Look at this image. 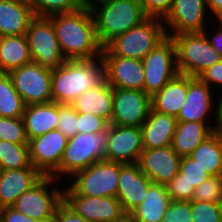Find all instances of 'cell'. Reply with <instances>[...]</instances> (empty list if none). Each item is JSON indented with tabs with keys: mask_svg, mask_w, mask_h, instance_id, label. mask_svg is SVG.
<instances>
[{
	"mask_svg": "<svg viewBox=\"0 0 222 222\" xmlns=\"http://www.w3.org/2000/svg\"><path fill=\"white\" fill-rule=\"evenodd\" d=\"M148 17L163 19L170 11L174 0H139Z\"/></svg>",
	"mask_w": 222,
	"mask_h": 222,
	"instance_id": "b9f144b4",
	"label": "cell"
},
{
	"mask_svg": "<svg viewBox=\"0 0 222 222\" xmlns=\"http://www.w3.org/2000/svg\"><path fill=\"white\" fill-rule=\"evenodd\" d=\"M8 74L26 106L53 102L52 70L31 62L12 70Z\"/></svg>",
	"mask_w": 222,
	"mask_h": 222,
	"instance_id": "7c38bea8",
	"label": "cell"
},
{
	"mask_svg": "<svg viewBox=\"0 0 222 222\" xmlns=\"http://www.w3.org/2000/svg\"><path fill=\"white\" fill-rule=\"evenodd\" d=\"M52 222H90L78 215L71 207L62 201L54 214Z\"/></svg>",
	"mask_w": 222,
	"mask_h": 222,
	"instance_id": "ee69618b",
	"label": "cell"
},
{
	"mask_svg": "<svg viewBox=\"0 0 222 222\" xmlns=\"http://www.w3.org/2000/svg\"><path fill=\"white\" fill-rule=\"evenodd\" d=\"M90 9L98 40L103 47L116 36L148 18L139 0H104L94 4Z\"/></svg>",
	"mask_w": 222,
	"mask_h": 222,
	"instance_id": "3957f363",
	"label": "cell"
},
{
	"mask_svg": "<svg viewBox=\"0 0 222 222\" xmlns=\"http://www.w3.org/2000/svg\"><path fill=\"white\" fill-rule=\"evenodd\" d=\"M167 193L171 201L191 202L194 196V187L187 184L183 178L177 174L167 185Z\"/></svg>",
	"mask_w": 222,
	"mask_h": 222,
	"instance_id": "60d3db41",
	"label": "cell"
},
{
	"mask_svg": "<svg viewBox=\"0 0 222 222\" xmlns=\"http://www.w3.org/2000/svg\"><path fill=\"white\" fill-rule=\"evenodd\" d=\"M151 108V96L145 91L113 88V113L110 124L141 127Z\"/></svg>",
	"mask_w": 222,
	"mask_h": 222,
	"instance_id": "9a60e30c",
	"label": "cell"
},
{
	"mask_svg": "<svg viewBox=\"0 0 222 222\" xmlns=\"http://www.w3.org/2000/svg\"><path fill=\"white\" fill-rule=\"evenodd\" d=\"M216 21H219L217 25L218 29L213 32L214 35L210 32H207V28L203 31L206 38L208 39L209 43L213 46V48L222 56V19H216ZM209 33L211 37L209 36Z\"/></svg>",
	"mask_w": 222,
	"mask_h": 222,
	"instance_id": "bcb514c9",
	"label": "cell"
},
{
	"mask_svg": "<svg viewBox=\"0 0 222 222\" xmlns=\"http://www.w3.org/2000/svg\"><path fill=\"white\" fill-rule=\"evenodd\" d=\"M166 37L163 20L148 17L141 24L109 41L103 47L102 56H119L142 60Z\"/></svg>",
	"mask_w": 222,
	"mask_h": 222,
	"instance_id": "277c9868",
	"label": "cell"
},
{
	"mask_svg": "<svg viewBox=\"0 0 222 222\" xmlns=\"http://www.w3.org/2000/svg\"><path fill=\"white\" fill-rule=\"evenodd\" d=\"M178 174L187 184L194 188L211 177L191 156L181 157Z\"/></svg>",
	"mask_w": 222,
	"mask_h": 222,
	"instance_id": "e575fe53",
	"label": "cell"
},
{
	"mask_svg": "<svg viewBox=\"0 0 222 222\" xmlns=\"http://www.w3.org/2000/svg\"><path fill=\"white\" fill-rule=\"evenodd\" d=\"M170 203L166 186L152 183L145 199L130 213L135 222H161Z\"/></svg>",
	"mask_w": 222,
	"mask_h": 222,
	"instance_id": "4316f807",
	"label": "cell"
},
{
	"mask_svg": "<svg viewBox=\"0 0 222 222\" xmlns=\"http://www.w3.org/2000/svg\"><path fill=\"white\" fill-rule=\"evenodd\" d=\"M174 42L178 73L198 77L205 69L222 60L205 34L184 33L168 35Z\"/></svg>",
	"mask_w": 222,
	"mask_h": 222,
	"instance_id": "5b68a950",
	"label": "cell"
},
{
	"mask_svg": "<svg viewBox=\"0 0 222 222\" xmlns=\"http://www.w3.org/2000/svg\"><path fill=\"white\" fill-rule=\"evenodd\" d=\"M206 6L214 19H222V0H206Z\"/></svg>",
	"mask_w": 222,
	"mask_h": 222,
	"instance_id": "7dc6e473",
	"label": "cell"
},
{
	"mask_svg": "<svg viewBox=\"0 0 222 222\" xmlns=\"http://www.w3.org/2000/svg\"><path fill=\"white\" fill-rule=\"evenodd\" d=\"M34 17L26 0H0V37L25 35Z\"/></svg>",
	"mask_w": 222,
	"mask_h": 222,
	"instance_id": "603a6c76",
	"label": "cell"
},
{
	"mask_svg": "<svg viewBox=\"0 0 222 222\" xmlns=\"http://www.w3.org/2000/svg\"><path fill=\"white\" fill-rule=\"evenodd\" d=\"M144 91L153 96L169 80L178 74L175 45L167 36L152 49L143 59Z\"/></svg>",
	"mask_w": 222,
	"mask_h": 222,
	"instance_id": "8fae6325",
	"label": "cell"
},
{
	"mask_svg": "<svg viewBox=\"0 0 222 222\" xmlns=\"http://www.w3.org/2000/svg\"><path fill=\"white\" fill-rule=\"evenodd\" d=\"M58 114L56 102L27 105L22 116L27 140L57 129Z\"/></svg>",
	"mask_w": 222,
	"mask_h": 222,
	"instance_id": "cb8c5ba5",
	"label": "cell"
},
{
	"mask_svg": "<svg viewBox=\"0 0 222 222\" xmlns=\"http://www.w3.org/2000/svg\"><path fill=\"white\" fill-rule=\"evenodd\" d=\"M220 136L222 137V101L219 107V115H218V126L216 130Z\"/></svg>",
	"mask_w": 222,
	"mask_h": 222,
	"instance_id": "681fc988",
	"label": "cell"
},
{
	"mask_svg": "<svg viewBox=\"0 0 222 222\" xmlns=\"http://www.w3.org/2000/svg\"><path fill=\"white\" fill-rule=\"evenodd\" d=\"M57 130L66 138L74 137L77 131V112L71 104H59Z\"/></svg>",
	"mask_w": 222,
	"mask_h": 222,
	"instance_id": "74e56055",
	"label": "cell"
},
{
	"mask_svg": "<svg viewBox=\"0 0 222 222\" xmlns=\"http://www.w3.org/2000/svg\"><path fill=\"white\" fill-rule=\"evenodd\" d=\"M191 202L171 201L161 222H192Z\"/></svg>",
	"mask_w": 222,
	"mask_h": 222,
	"instance_id": "f35d334b",
	"label": "cell"
},
{
	"mask_svg": "<svg viewBox=\"0 0 222 222\" xmlns=\"http://www.w3.org/2000/svg\"><path fill=\"white\" fill-rule=\"evenodd\" d=\"M30 47L32 62L50 70L66 61L48 17H34L25 34Z\"/></svg>",
	"mask_w": 222,
	"mask_h": 222,
	"instance_id": "30bf717a",
	"label": "cell"
},
{
	"mask_svg": "<svg viewBox=\"0 0 222 222\" xmlns=\"http://www.w3.org/2000/svg\"><path fill=\"white\" fill-rule=\"evenodd\" d=\"M192 222H222V203L191 201Z\"/></svg>",
	"mask_w": 222,
	"mask_h": 222,
	"instance_id": "8d00e7d4",
	"label": "cell"
},
{
	"mask_svg": "<svg viewBox=\"0 0 222 222\" xmlns=\"http://www.w3.org/2000/svg\"><path fill=\"white\" fill-rule=\"evenodd\" d=\"M56 181L61 182L51 176H43L20 195L12 207L32 219L52 222L58 205L63 201V189L57 187Z\"/></svg>",
	"mask_w": 222,
	"mask_h": 222,
	"instance_id": "52a82bcc",
	"label": "cell"
},
{
	"mask_svg": "<svg viewBox=\"0 0 222 222\" xmlns=\"http://www.w3.org/2000/svg\"><path fill=\"white\" fill-rule=\"evenodd\" d=\"M198 78L209 87L212 86L211 88H213L214 85V91L216 90L215 86L220 87L222 91V60L205 69Z\"/></svg>",
	"mask_w": 222,
	"mask_h": 222,
	"instance_id": "7bdbcfd3",
	"label": "cell"
},
{
	"mask_svg": "<svg viewBox=\"0 0 222 222\" xmlns=\"http://www.w3.org/2000/svg\"><path fill=\"white\" fill-rule=\"evenodd\" d=\"M187 95V75L178 73L151 96L154 111L177 117Z\"/></svg>",
	"mask_w": 222,
	"mask_h": 222,
	"instance_id": "d4e9b609",
	"label": "cell"
},
{
	"mask_svg": "<svg viewBox=\"0 0 222 222\" xmlns=\"http://www.w3.org/2000/svg\"><path fill=\"white\" fill-rule=\"evenodd\" d=\"M34 16L49 17L54 14L74 12L83 7L81 0H26Z\"/></svg>",
	"mask_w": 222,
	"mask_h": 222,
	"instance_id": "d6a6232c",
	"label": "cell"
},
{
	"mask_svg": "<svg viewBox=\"0 0 222 222\" xmlns=\"http://www.w3.org/2000/svg\"><path fill=\"white\" fill-rule=\"evenodd\" d=\"M0 140L16 144H28L22 117H0Z\"/></svg>",
	"mask_w": 222,
	"mask_h": 222,
	"instance_id": "d590c367",
	"label": "cell"
},
{
	"mask_svg": "<svg viewBox=\"0 0 222 222\" xmlns=\"http://www.w3.org/2000/svg\"><path fill=\"white\" fill-rule=\"evenodd\" d=\"M66 186L62 187L63 201L90 222H111L125 213L116 197H87Z\"/></svg>",
	"mask_w": 222,
	"mask_h": 222,
	"instance_id": "2e32d148",
	"label": "cell"
},
{
	"mask_svg": "<svg viewBox=\"0 0 222 222\" xmlns=\"http://www.w3.org/2000/svg\"><path fill=\"white\" fill-rule=\"evenodd\" d=\"M107 137L108 127L97 134L77 133L68 139L58 167V180L63 181L64 175L65 179L68 174V178L72 177L76 172L104 160Z\"/></svg>",
	"mask_w": 222,
	"mask_h": 222,
	"instance_id": "8992f818",
	"label": "cell"
},
{
	"mask_svg": "<svg viewBox=\"0 0 222 222\" xmlns=\"http://www.w3.org/2000/svg\"><path fill=\"white\" fill-rule=\"evenodd\" d=\"M67 142L68 138L57 129L28 140L31 165L42 176L58 180V167Z\"/></svg>",
	"mask_w": 222,
	"mask_h": 222,
	"instance_id": "4fadbf2b",
	"label": "cell"
},
{
	"mask_svg": "<svg viewBox=\"0 0 222 222\" xmlns=\"http://www.w3.org/2000/svg\"><path fill=\"white\" fill-rule=\"evenodd\" d=\"M26 104L7 73H0V117L21 118Z\"/></svg>",
	"mask_w": 222,
	"mask_h": 222,
	"instance_id": "4dcf8cb0",
	"label": "cell"
},
{
	"mask_svg": "<svg viewBox=\"0 0 222 222\" xmlns=\"http://www.w3.org/2000/svg\"><path fill=\"white\" fill-rule=\"evenodd\" d=\"M177 119L154 111L152 108L141 125L143 149H156L172 144Z\"/></svg>",
	"mask_w": 222,
	"mask_h": 222,
	"instance_id": "7402d4cb",
	"label": "cell"
},
{
	"mask_svg": "<svg viewBox=\"0 0 222 222\" xmlns=\"http://www.w3.org/2000/svg\"><path fill=\"white\" fill-rule=\"evenodd\" d=\"M213 132L210 125L203 122H177L172 149L180 157L190 156Z\"/></svg>",
	"mask_w": 222,
	"mask_h": 222,
	"instance_id": "83f0119b",
	"label": "cell"
},
{
	"mask_svg": "<svg viewBox=\"0 0 222 222\" xmlns=\"http://www.w3.org/2000/svg\"><path fill=\"white\" fill-rule=\"evenodd\" d=\"M106 65V81L113 88L144 91L142 60L119 56H101Z\"/></svg>",
	"mask_w": 222,
	"mask_h": 222,
	"instance_id": "ffe728a7",
	"label": "cell"
},
{
	"mask_svg": "<svg viewBox=\"0 0 222 222\" xmlns=\"http://www.w3.org/2000/svg\"><path fill=\"white\" fill-rule=\"evenodd\" d=\"M143 151L142 130L138 126L108 125L104 160L121 164H135Z\"/></svg>",
	"mask_w": 222,
	"mask_h": 222,
	"instance_id": "e0dca14e",
	"label": "cell"
},
{
	"mask_svg": "<svg viewBox=\"0 0 222 222\" xmlns=\"http://www.w3.org/2000/svg\"><path fill=\"white\" fill-rule=\"evenodd\" d=\"M111 222H135V221L133 220L131 213L125 212L120 217L116 218L115 220H112Z\"/></svg>",
	"mask_w": 222,
	"mask_h": 222,
	"instance_id": "c3c4849f",
	"label": "cell"
},
{
	"mask_svg": "<svg viewBox=\"0 0 222 222\" xmlns=\"http://www.w3.org/2000/svg\"><path fill=\"white\" fill-rule=\"evenodd\" d=\"M192 201L222 203V176H211L194 189Z\"/></svg>",
	"mask_w": 222,
	"mask_h": 222,
	"instance_id": "836d02e7",
	"label": "cell"
},
{
	"mask_svg": "<svg viewBox=\"0 0 222 222\" xmlns=\"http://www.w3.org/2000/svg\"><path fill=\"white\" fill-rule=\"evenodd\" d=\"M42 177L34 167L0 170V209L13 206L17 198Z\"/></svg>",
	"mask_w": 222,
	"mask_h": 222,
	"instance_id": "44dd1931",
	"label": "cell"
},
{
	"mask_svg": "<svg viewBox=\"0 0 222 222\" xmlns=\"http://www.w3.org/2000/svg\"><path fill=\"white\" fill-rule=\"evenodd\" d=\"M180 160L170 145L143 149L136 164L154 184L166 186L179 173Z\"/></svg>",
	"mask_w": 222,
	"mask_h": 222,
	"instance_id": "ac0fdd59",
	"label": "cell"
},
{
	"mask_svg": "<svg viewBox=\"0 0 222 222\" xmlns=\"http://www.w3.org/2000/svg\"><path fill=\"white\" fill-rule=\"evenodd\" d=\"M124 164L99 161L76 172L70 179V186L87 197H116L119 170Z\"/></svg>",
	"mask_w": 222,
	"mask_h": 222,
	"instance_id": "ba28073f",
	"label": "cell"
},
{
	"mask_svg": "<svg viewBox=\"0 0 222 222\" xmlns=\"http://www.w3.org/2000/svg\"><path fill=\"white\" fill-rule=\"evenodd\" d=\"M152 183L136 163L124 164L120 168L116 198L124 212L130 213L142 203Z\"/></svg>",
	"mask_w": 222,
	"mask_h": 222,
	"instance_id": "d6986e66",
	"label": "cell"
},
{
	"mask_svg": "<svg viewBox=\"0 0 222 222\" xmlns=\"http://www.w3.org/2000/svg\"><path fill=\"white\" fill-rule=\"evenodd\" d=\"M33 167L28 144H16L0 140V170H14Z\"/></svg>",
	"mask_w": 222,
	"mask_h": 222,
	"instance_id": "1f68e13d",
	"label": "cell"
},
{
	"mask_svg": "<svg viewBox=\"0 0 222 222\" xmlns=\"http://www.w3.org/2000/svg\"><path fill=\"white\" fill-rule=\"evenodd\" d=\"M71 105L77 113L94 114L111 123L113 87L105 81L97 88L85 90Z\"/></svg>",
	"mask_w": 222,
	"mask_h": 222,
	"instance_id": "484cf974",
	"label": "cell"
},
{
	"mask_svg": "<svg viewBox=\"0 0 222 222\" xmlns=\"http://www.w3.org/2000/svg\"><path fill=\"white\" fill-rule=\"evenodd\" d=\"M212 91L214 90H212V88L209 87L206 83H203L198 77L187 75L186 100L185 103L182 105L178 116L176 117L177 121L203 122L207 125L210 124V128L213 131H216L218 126L219 107L222 101V96L221 94L214 95V92ZM212 96H215L214 98L216 99V101L213 100L214 98ZM216 96L219 97L216 98ZM209 117H215V122H212L213 124L215 123L214 126L211 124L210 121L212 118Z\"/></svg>",
	"mask_w": 222,
	"mask_h": 222,
	"instance_id": "9c48e42d",
	"label": "cell"
},
{
	"mask_svg": "<svg viewBox=\"0 0 222 222\" xmlns=\"http://www.w3.org/2000/svg\"><path fill=\"white\" fill-rule=\"evenodd\" d=\"M78 133L97 134L107 129L109 123L102 117L94 114L77 113Z\"/></svg>",
	"mask_w": 222,
	"mask_h": 222,
	"instance_id": "ab89813d",
	"label": "cell"
},
{
	"mask_svg": "<svg viewBox=\"0 0 222 222\" xmlns=\"http://www.w3.org/2000/svg\"><path fill=\"white\" fill-rule=\"evenodd\" d=\"M211 176H222V137L214 131L190 155Z\"/></svg>",
	"mask_w": 222,
	"mask_h": 222,
	"instance_id": "f546056e",
	"label": "cell"
},
{
	"mask_svg": "<svg viewBox=\"0 0 222 222\" xmlns=\"http://www.w3.org/2000/svg\"><path fill=\"white\" fill-rule=\"evenodd\" d=\"M104 0H81L83 7L91 8L94 4Z\"/></svg>",
	"mask_w": 222,
	"mask_h": 222,
	"instance_id": "f907efd6",
	"label": "cell"
},
{
	"mask_svg": "<svg viewBox=\"0 0 222 222\" xmlns=\"http://www.w3.org/2000/svg\"><path fill=\"white\" fill-rule=\"evenodd\" d=\"M32 62L25 35L0 37V73H9Z\"/></svg>",
	"mask_w": 222,
	"mask_h": 222,
	"instance_id": "f1b7e54d",
	"label": "cell"
},
{
	"mask_svg": "<svg viewBox=\"0 0 222 222\" xmlns=\"http://www.w3.org/2000/svg\"><path fill=\"white\" fill-rule=\"evenodd\" d=\"M66 60H91L101 58L100 44L90 8L54 14L48 17Z\"/></svg>",
	"mask_w": 222,
	"mask_h": 222,
	"instance_id": "6da1fadb",
	"label": "cell"
},
{
	"mask_svg": "<svg viewBox=\"0 0 222 222\" xmlns=\"http://www.w3.org/2000/svg\"><path fill=\"white\" fill-rule=\"evenodd\" d=\"M207 12L206 0H174L170 11L162 19L167 36L202 33L207 27L205 20L209 19Z\"/></svg>",
	"mask_w": 222,
	"mask_h": 222,
	"instance_id": "5bb4252c",
	"label": "cell"
},
{
	"mask_svg": "<svg viewBox=\"0 0 222 222\" xmlns=\"http://www.w3.org/2000/svg\"><path fill=\"white\" fill-rule=\"evenodd\" d=\"M0 222H43L32 219L27 215L17 211L14 207H4L0 209Z\"/></svg>",
	"mask_w": 222,
	"mask_h": 222,
	"instance_id": "f6af8a7d",
	"label": "cell"
},
{
	"mask_svg": "<svg viewBox=\"0 0 222 222\" xmlns=\"http://www.w3.org/2000/svg\"><path fill=\"white\" fill-rule=\"evenodd\" d=\"M106 81V65L102 58L66 60L52 70V100L71 104L88 89L97 88Z\"/></svg>",
	"mask_w": 222,
	"mask_h": 222,
	"instance_id": "7a4b0ae2",
	"label": "cell"
}]
</instances>
